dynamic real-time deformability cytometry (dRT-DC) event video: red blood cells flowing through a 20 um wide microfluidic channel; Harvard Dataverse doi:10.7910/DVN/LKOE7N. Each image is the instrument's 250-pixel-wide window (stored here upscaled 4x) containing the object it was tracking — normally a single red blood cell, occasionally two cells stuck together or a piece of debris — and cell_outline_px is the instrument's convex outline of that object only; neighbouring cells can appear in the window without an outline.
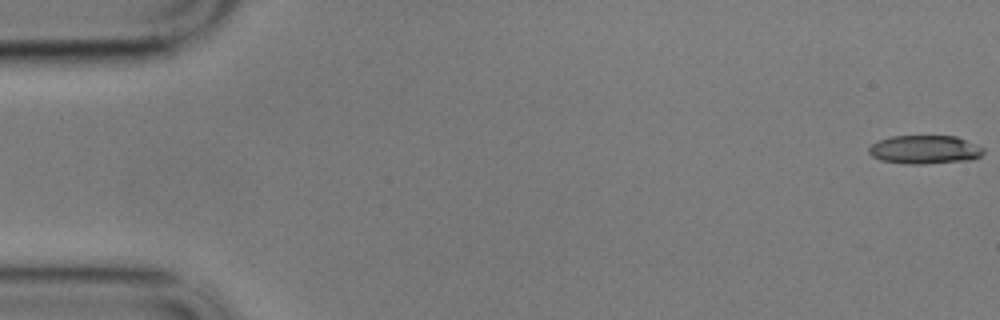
{"species": "common noctule bat (a hibernating species)", "species_latin": "Nyctalus noctula", "temperature_condition": "cold", "stored_images_in_passage": 15, "camera_frame_rate_fps": 3000, "um_per_image_px": 0.085, "animal": {"sex": "male", "body_mass_g": 17.9}, "frame": {"image": 1, "passage_image": 1, "time_ms": 0.0, "image_size_px": [1000, 320], "cell_outline_px": [[984, 152], [980, 156], [972, 160], [924, 164], [904, 164], [880, 160], [872, 156], [868, 152], [868, 148], [872, 144], [880, 140], [892, 136], [956, 136], [984, 148]], "centroid_in_image_um": [78.6, 12.73], "position_along_channel_um": 6.4, "area_um2": 19.13}}
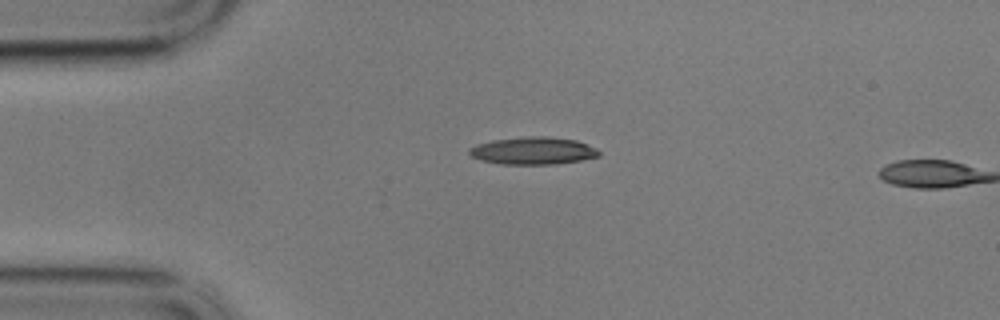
{"frame": {"image": 2, "passage_image": 14, "time_ms": 4.333, "image_size_px": [1000, 320], "cell_outline_px": [[600, 156], [580, 160], [556, 164], [500, 164], [480, 160], [472, 156], [468, 152], [468, 148], [476, 144], [492, 140], [524, 136], [548, 136], [576, 140], [596, 148], [600, 152]], "centroid_in_image_um": [45.29, 12.81], "position_along_channel_um": 39.7, "area_um2": 20.87}}